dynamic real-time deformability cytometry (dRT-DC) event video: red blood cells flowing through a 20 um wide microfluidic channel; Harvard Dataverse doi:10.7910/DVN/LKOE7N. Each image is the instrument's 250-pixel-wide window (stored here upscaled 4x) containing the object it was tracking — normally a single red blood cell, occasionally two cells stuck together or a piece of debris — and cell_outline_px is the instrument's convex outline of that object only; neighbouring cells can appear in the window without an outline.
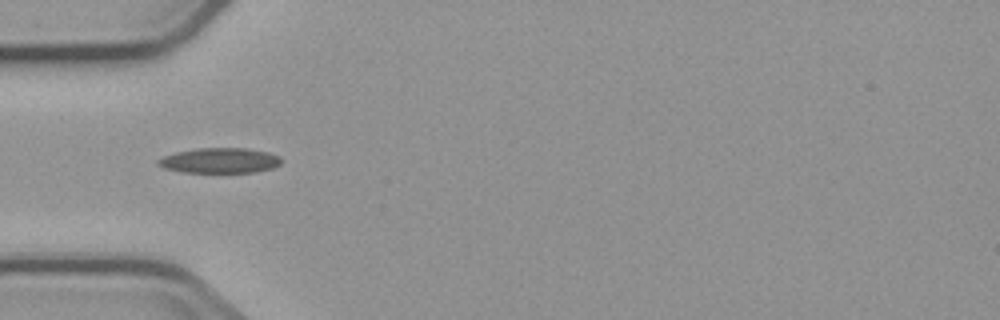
{"species": "common noctule bat (a hibernating species)", "species_latin": "Nyctalus noctula", "temperature_condition": "cold", "stored_images_in_passage": 9, "camera_frame_rate_fps": 3000, "um_per_image_px": 0.085, "animal": {"sex": "male", "body_mass_g": 23.1, "forearm_length_mm": 52.7}, "frame": {"image": 1, "passage_image": 4, "time_ms": 3.667, "image_size_px": [1000, 320], "cell_outline_px": [[284, 160], [280, 164], [272, 168], [252, 172], [184, 172], [164, 168], [156, 164], [156, 160], [164, 156], [176, 152], [196, 148], [244, 148], [268, 152], [280, 156]], "centroid_in_image_um": [18.68, 13.64], "position_along_channel_um": 66.3, "area_um2": 18.09}}
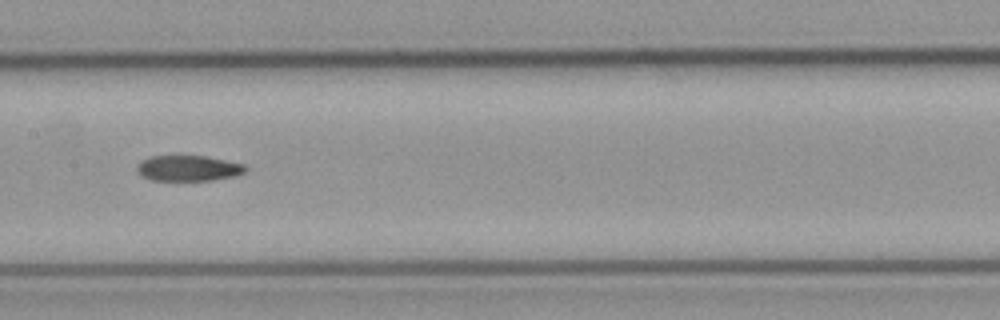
{"frame": {"image": 2, "passage_image": 7, "time_ms": 7.0, "image_size_px": [1000, 320], "cell_outline_px": [[248, 168], [244, 172], [236, 176], [212, 180], [152, 180], [144, 176], [136, 168], [148, 156], [204, 156], [244, 164]], "centroid_in_image_um": [16.06, 14.3], "position_along_channel_um": 191.3, "area_um2": 15.9}}
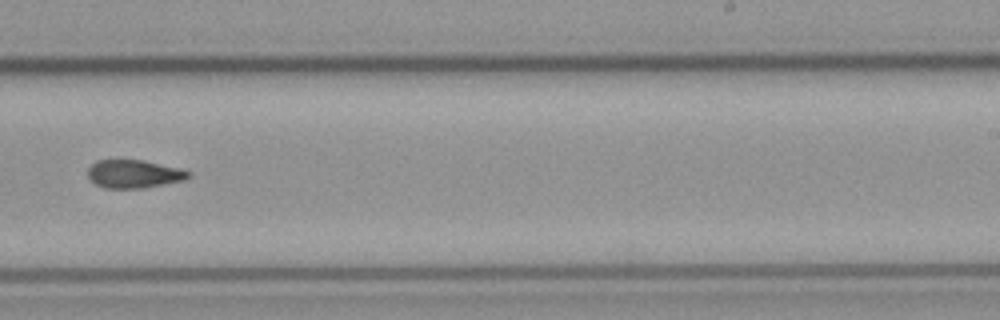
{"frame": {"image": 3, "passage_image": 9, "time_ms": 9.333, "image_size_px": [1000, 320], "cell_outline_px": [[192, 176], [184, 180], [144, 188], [108, 188], [96, 184], [88, 176], [88, 168], [96, 160], [144, 160], [180, 168], [192, 172]], "centroid_in_image_um": [11.43, 14.78], "position_along_channel_um": 277.6, "area_um2": 16.53}}